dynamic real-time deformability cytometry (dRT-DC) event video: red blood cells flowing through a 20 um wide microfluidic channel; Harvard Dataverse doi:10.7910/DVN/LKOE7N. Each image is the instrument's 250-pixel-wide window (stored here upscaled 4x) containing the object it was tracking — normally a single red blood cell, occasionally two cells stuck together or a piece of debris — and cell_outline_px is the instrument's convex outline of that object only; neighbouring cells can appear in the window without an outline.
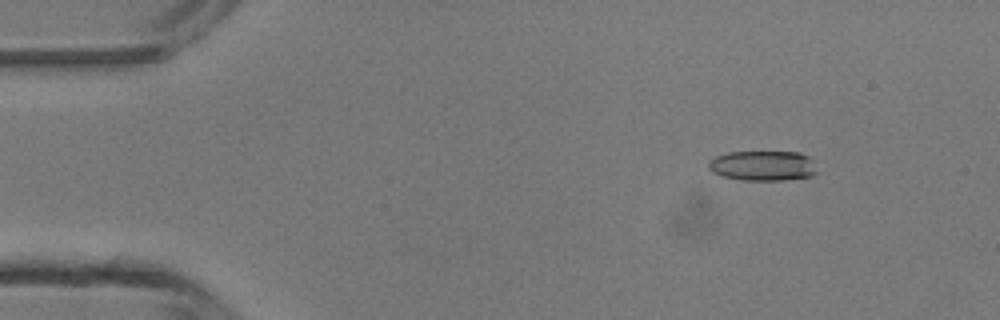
{"species": "common noctule bat (a hibernating species)", "species_latin": "Nyctalus noctula", "temperature_condition": "room temperature", "stored_images_in_passage": 3, "camera_frame_rate_fps": 3000, "um_per_image_px": 0.085, "animal": {"sex": "male", "body_mass_g": 13.3}, "frame": {"image": 1, "passage_image": 1, "time_ms": 0.0, "image_size_px": [1000, 320], "cell_outline_px": [[816, 172], [808, 176], [784, 180], [744, 180], [724, 176], [712, 172], [708, 168], [708, 160], [716, 156], [728, 152], [800, 152], [816, 160]], "centroid_in_image_um": [64.85, 14.07], "position_along_channel_um": 20.1, "area_um2": 19.07}}